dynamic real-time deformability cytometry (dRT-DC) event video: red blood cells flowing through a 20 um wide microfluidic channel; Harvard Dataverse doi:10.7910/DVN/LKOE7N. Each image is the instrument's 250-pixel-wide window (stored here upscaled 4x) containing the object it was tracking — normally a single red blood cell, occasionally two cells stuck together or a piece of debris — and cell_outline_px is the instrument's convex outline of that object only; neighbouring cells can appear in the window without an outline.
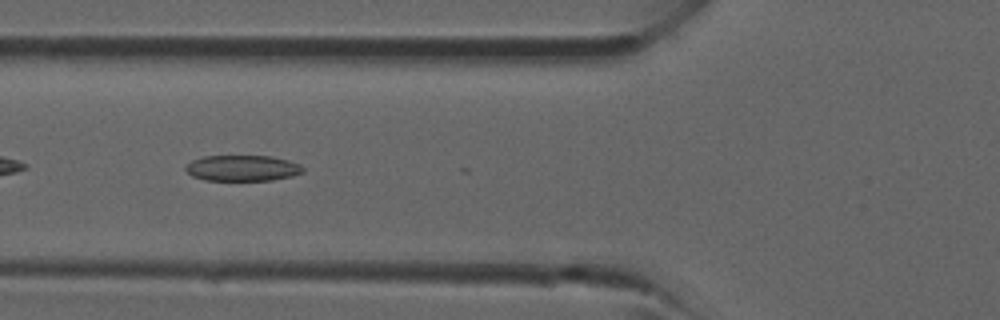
{"species": "common noctule bat (a hibernating species)", "species_latin": "Nyctalus noctula", "temperature_condition": "room temperature", "stored_images_in_passage": 14, "camera_frame_rate_fps": 3000, "um_per_image_px": 0.085, "animal": {"sex": "male", "forearm_length_mm": 52.5}, "frame": {"image": 1, "passage_image": 13, "time_ms": 4.0, "image_size_px": [1000, 320], "cell_outline_px": [[304, 172], [292, 176], [272, 180], [204, 180], [192, 176], [184, 168], [192, 160], [204, 156], [272, 156], [288, 160], [300, 164], [304, 168]], "centroid_in_image_um": [20.63, 14.29], "position_along_channel_um": 105.2, "area_um2": 17.69}}